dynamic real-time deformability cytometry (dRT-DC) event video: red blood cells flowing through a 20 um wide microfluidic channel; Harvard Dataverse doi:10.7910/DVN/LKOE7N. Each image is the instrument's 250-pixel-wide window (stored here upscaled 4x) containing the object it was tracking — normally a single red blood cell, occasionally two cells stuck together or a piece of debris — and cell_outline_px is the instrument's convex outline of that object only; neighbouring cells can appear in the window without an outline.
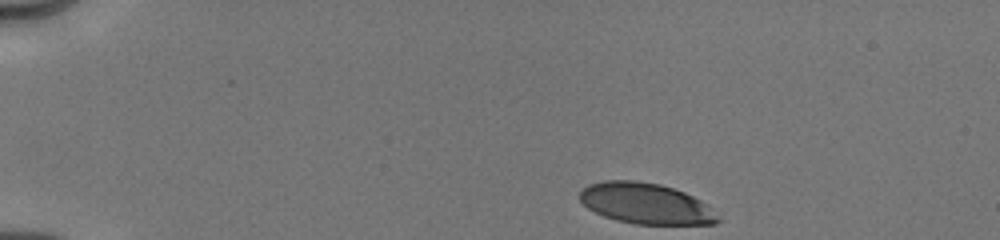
{"species": "human", "species_latin": "Homo sapiens", "temperature_condition": "cold", "stored_images_in_passage": 15, "camera_frame_rate_fps": 3000, "um_per_image_px": 0.085, "donor": {"sex": "male"}, "frame": {"image": 1, "passage_image": 1, "time_ms": 0.0, "image_size_px": [1000, 240], "cell_outline_px": [[724, 220], [716, 224], [636, 224], [616, 220], [604, 216], [588, 208], [580, 200], [580, 192], [588, 184], [604, 180], [636, 180], [660, 184], [684, 192], [708, 204]], "centroid_in_image_um": [54.94, 17.3], "position_along_channel_um": 30.1, "area_um2": 33.06}}